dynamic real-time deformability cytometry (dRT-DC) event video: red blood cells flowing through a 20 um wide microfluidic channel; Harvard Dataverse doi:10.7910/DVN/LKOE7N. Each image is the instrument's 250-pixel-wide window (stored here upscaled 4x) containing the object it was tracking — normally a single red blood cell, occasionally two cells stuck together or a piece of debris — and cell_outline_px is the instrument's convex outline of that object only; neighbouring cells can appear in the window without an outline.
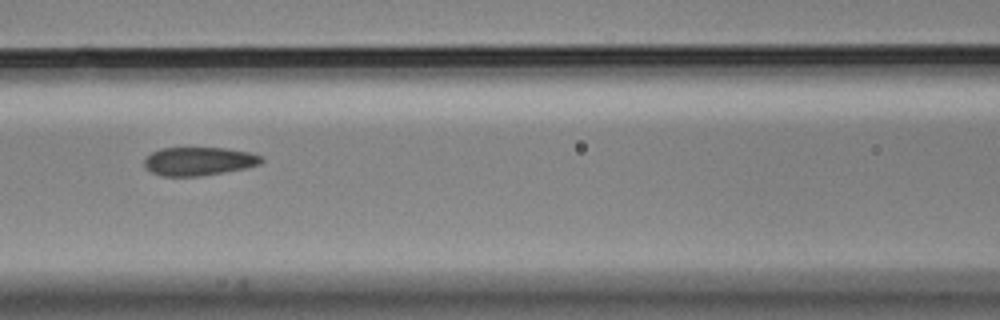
{"species": "Egyptian fruit bat (a non-hibernating species)", "species_latin": "Rousettus aegyptiacus", "temperature_condition": "cold", "stored_images_in_passage": 14, "camera_frame_rate_fps": 3000, "um_per_image_px": 0.085, "animal": {"sex": "male"}, "frame": {"image": 1, "passage_image": 6, "time_ms": 1.667, "image_size_px": [1000, 320], "cell_outline_px": [[264, 160], [260, 164], [244, 168], [224, 172], [200, 176], [160, 176], [144, 168], [144, 160], [152, 152], [160, 148], [228, 148], [252, 152], [264, 156]], "centroid_in_image_um": [16.92, 13.7], "position_along_channel_um": 149.7, "area_um2": 19.59}}
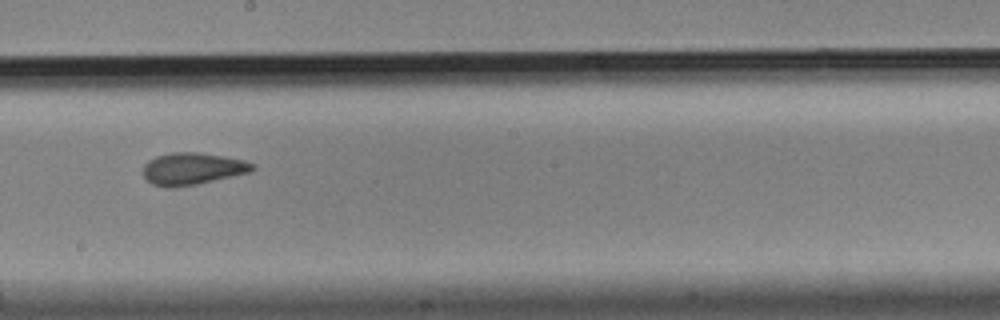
{"frame": {"image": 2, "passage_image": 8, "time_ms": 2.333, "image_size_px": [1000, 320], "cell_outline_px": [[256, 168], [252, 172], [196, 184], [172, 188], [164, 188], [152, 184], [144, 176], [144, 164], [148, 160], [156, 156], [172, 152], [196, 152], [224, 156], [244, 160], [256, 164]], "centroid_in_image_um": [16.38, 14.34], "position_along_channel_um": 231.8, "area_um2": 20.58}}
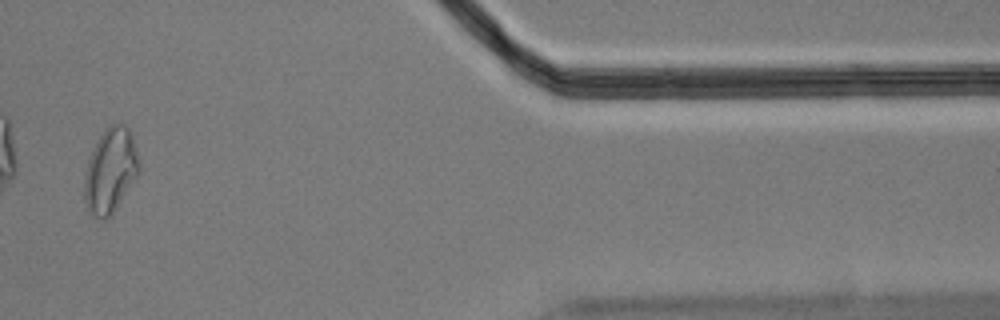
{"frame": {"image": 3, "passage_image": 12, "time_ms": 3.667, "image_size_px": [1000, 320], "cell_outline_px": [[140, 172], [112, 212], [104, 220], [92, 216], [84, 200], [84, 176], [88, 160], [104, 128], [108, 124], [120, 120], [128, 128], [132, 136], [140, 160]], "centroid_in_image_um": [9.39, 14.44], "position_along_channel_um": 402.0, "area_um2": 26.99}}